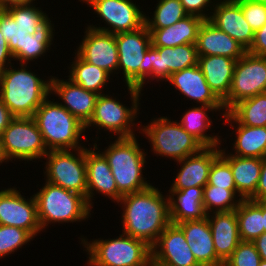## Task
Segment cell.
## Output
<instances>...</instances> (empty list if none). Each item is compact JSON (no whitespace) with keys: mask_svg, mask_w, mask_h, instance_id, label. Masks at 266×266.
<instances>
[{"mask_svg":"<svg viewBox=\"0 0 266 266\" xmlns=\"http://www.w3.org/2000/svg\"><path fill=\"white\" fill-rule=\"evenodd\" d=\"M15 116L10 112L9 108L0 99V137L4 129L10 124Z\"/></svg>","mask_w":266,"mask_h":266,"instance_id":"cell-48","label":"cell"},{"mask_svg":"<svg viewBox=\"0 0 266 266\" xmlns=\"http://www.w3.org/2000/svg\"><path fill=\"white\" fill-rule=\"evenodd\" d=\"M228 112L242 125L265 127L266 93L241 100Z\"/></svg>","mask_w":266,"mask_h":266,"instance_id":"cell-35","label":"cell"},{"mask_svg":"<svg viewBox=\"0 0 266 266\" xmlns=\"http://www.w3.org/2000/svg\"><path fill=\"white\" fill-rule=\"evenodd\" d=\"M35 0H0V9L6 10L12 6H18L22 4L32 3Z\"/></svg>","mask_w":266,"mask_h":266,"instance_id":"cell-50","label":"cell"},{"mask_svg":"<svg viewBox=\"0 0 266 266\" xmlns=\"http://www.w3.org/2000/svg\"><path fill=\"white\" fill-rule=\"evenodd\" d=\"M198 58L196 44L175 47L151 45L139 65V90L142 91L144 83H149V78L151 81H167L172 73L197 65Z\"/></svg>","mask_w":266,"mask_h":266,"instance_id":"cell-9","label":"cell"},{"mask_svg":"<svg viewBox=\"0 0 266 266\" xmlns=\"http://www.w3.org/2000/svg\"><path fill=\"white\" fill-rule=\"evenodd\" d=\"M182 5L184 6L185 11L188 13V15H195L203 18L204 20L210 19V14L212 12L206 14L205 12L209 10L212 11V6L215 5L211 0H180ZM213 3L212 5H210ZM206 10V11H205Z\"/></svg>","mask_w":266,"mask_h":266,"instance_id":"cell-44","label":"cell"},{"mask_svg":"<svg viewBox=\"0 0 266 266\" xmlns=\"http://www.w3.org/2000/svg\"><path fill=\"white\" fill-rule=\"evenodd\" d=\"M10 160L7 158L3 145L1 143V139H0V165L3 164V162H9Z\"/></svg>","mask_w":266,"mask_h":266,"instance_id":"cell-51","label":"cell"},{"mask_svg":"<svg viewBox=\"0 0 266 266\" xmlns=\"http://www.w3.org/2000/svg\"><path fill=\"white\" fill-rule=\"evenodd\" d=\"M237 60L225 56H199L198 66L215 95L223 101L231 88Z\"/></svg>","mask_w":266,"mask_h":266,"instance_id":"cell-27","label":"cell"},{"mask_svg":"<svg viewBox=\"0 0 266 266\" xmlns=\"http://www.w3.org/2000/svg\"><path fill=\"white\" fill-rule=\"evenodd\" d=\"M112 239L89 241L81 237L89 259L88 266H150L152 263L151 247L143 240L125 233Z\"/></svg>","mask_w":266,"mask_h":266,"instance_id":"cell-5","label":"cell"},{"mask_svg":"<svg viewBox=\"0 0 266 266\" xmlns=\"http://www.w3.org/2000/svg\"><path fill=\"white\" fill-rule=\"evenodd\" d=\"M254 33L266 23V5L250 0H235Z\"/></svg>","mask_w":266,"mask_h":266,"instance_id":"cell-43","label":"cell"},{"mask_svg":"<svg viewBox=\"0 0 266 266\" xmlns=\"http://www.w3.org/2000/svg\"><path fill=\"white\" fill-rule=\"evenodd\" d=\"M196 48L198 56H225L240 59L247 50L209 20H204L198 31Z\"/></svg>","mask_w":266,"mask_h":266,"instance_id":"cell-23","label":"cell"},{"mask_svg":"<svg viewBox=\"0 0 266 266\" xmlns=\"http://www.w3.org/2000/svg\"><path fill=\"white\" fill-rule=\"evenodd\" d=\"M219 148V149H218ZM220 146L204 147L199 153L177 161L181 164L169 190L205 187L212 162L220 155Z\"/></svg>","mask_w":266,"mask_h":266,"instance_id":"cell-21","label":"cell"},{"mask_svg":"<svg viewBox=\"0 0 266 266\" xmlns=\"http://www.w3.org/2000/svg\"><path fill=\"white\" fill-rule=\"evenodd\" d=\"M204 19L188 15L169 27L148 29L153 47H175L183 44H196L198 31Z\"/></svg>","mask_w":266,"mask_h":266,"instance_id":"cell-28","label":"cell"},{"mask_svg":"<svg viewBox=\"0 0 266 266\" xmlns=\"http://www.w3.org/2000/svg\"><path fill=\"white\" fill-rule=\"evenodd\" d=\"M12 58L14 60V57L9 50L8 42L0 32V72H2L7 66L12 64Z\"/></svg>","mask_w":266,"mask_h":266,"instance_id":"cell-47","label":"cell"},{"mask_svg":"<svg viewBox=\"0 0 266 266\" xmlns=\"http://www.w3.org/2000/svg\"><path fill=\"white\" fill-rule=\"evenodd\" d=\"M140 130L151 142L152 151L157 157L165 156L177 162L199 153L204 148L179 122L171 121L167 116L154 118Z\"/></svg>","mask_w":266,"mask_h":266,"instance_id":"cell-7","label":"cell"},{"mask_svg":"<svg viewBox=\"0 0 266 266\" xmlns=\"http://www.w3.org/2000/svg\"><path fill=\"white\" fill-rule=\"evenodd\" d=\"M86 28L75 55L78 54L84 61L104 69L110 75L117 74L115 71L118 70V47L115 34L89 26Z\"/></svg>","mask_w":266,"mask_h":266,"instance_id":"cell-16","label":"cell"},{"mask_svg":"<svg viewBox=\"0 0 266 266\" xmlns=\"http://www.w3.org/2000/svg\"><path fill=\"white\" fill-rule=\"evenodd\" d=\"M225 123L229 122L235 130V142H233L234 154L240 157H258L266 156V126L252 127L240 124L229 112L222 116ZM235 123V125L233 124Z\"/></svg>","mask_w":266,"mask_h":266,"instance_id":"cell-30","label":"cell"},{"mask_svg":"<svg viewBox=\"0 0 266 266\" xmlns=\"http://www.w3.org/2000/svg\"><path fill=\"white\" fill-rule=\"evenodd\" d=\"M263 228L266 232V201H262Z\"/></svg>","mask_w":266,"mask_h":266,"instance_id":"cell-52","label":"cell"},{"mask_svg":"<svg viewBox=\"0 0 266 266\" xmlns=\"http://www.w3.org/2000/svg\"><path fill=\"white\" fill-rule=\"evenodd\" d=\"M207 184L227 190H236L230 164L221 155L211 164Z\"/></svg>","mask_w":266,"mask_h":266,"instance_id":"cell-41","label":"cell"},{"mask_svg":"<svg viewBox=\"0 0 266 266\" xmlns=\"http://www.w3.org/2000/svg\"><path fill=\"white\" fill-rule=\"evenodd\" d=\"M0 225L17 227L37 236L42 228L34 195L26 200L16 187L0 190Z\"/></svg>","mask_w":266,"mask_h":266,"instance_id":"cell-15","label":"cell"},{"mask_svg":"<svg viewBox=\"0 0 266 266\" xmlns=\"http://www.w3.org/2000/svg\"><path fill=\"white\" fill-rule=\"evenodd\" d=\"M34 237L26 230L0 225V258L13 254Z\"/></svg>","mask_w":266,"mask_h":266,"instance_id":"cell-39","label":"cell"},{"mask_svg":"<svg viewBox=\"0 0 266 266\" xmlns=\"http://www.w3.org/2000/svg\"><path fill=\"white\" fill-rule=\"evenodd\" d=\"M127 88L131 96V107L123 105L122 102L120 103L117 98H113L110 94H100L97 97L92 117L85 125V129L94 126L99 129V132L101 129L109 130V132L115 133L114 135H117V138L135 136L133 126L136 125L134 121L140 113L141 90L132 86H127Z\"/></svg>","mask_w":266,"mask_h":266,"instance_id":"cell-8","label":"cell"},{"mask_svg":"<svg viewBox=\"0 0 266 266\" xmlns=\"http://www.w3.org/2000/svg\"><path fill=\"white\" fill-rule=\"evenodd\" d=\"M203 189L204 187H191L183 190H168L171 223L178 224L207 217L203 207Z\"/></svg>","mask_w":266,"mask_h":266,"instance_id":"cell-29","label":"cell"},{"mask_svg":"<svg viewBox=\"0 0 266 266\" xmlns=\"http://www.w3.org/2000/svg\"><path fill=\"white\" fill-rule=\"evenodd\" d=\"M48 151L84 148L81 137L87 140L85 125L57 101L49 96L37 108L33 116ZM80 138V139H79Z\"/></svg>","mask_w":266,"mask_h":266,"instance_id":"cell-4","label":"cell"},{"mask_svg":"<svg viewBox=\"0 0 266 266\" xmlns=\"http://www.w3.org/2000/svg\"><path fill=\"white\" fill-rule=\"evenodd\" d=\"M167 81L187 97V100L189 98L200 105L223 106V102L206 82L198 64L172 73Z\"/></svg>","mask_w":266,"mask_h":266,"instance_id":"cell-24","label":"cell"},{"mask_svg":"<svg viewBox=\"0 0 266 266\" xmlns=\"http://www.w3.org/2000/svg\"><path fill=\"white\" fill-rule=\"evenodd\" d=\"M155 11L150 19L145 16L147 29H162L169 27L188 16L180 0H157Z\"/></svg>","mask_w":266,"mask_h":266,"instance_id":"cell-38","label":"cell"},{"mask_svg":"<svg viewBox=\"0 0 266 266\" xmlns=\"http://www.w3.org/2000/svg\"><path fill=\"white\" fill-rule=\"evenodd\" d=\"M118 47V71L121 69L126 86L139 89V65L151 46V35L146 25L134 31L115 34Z\"/></svg>","mask_w":266,"mask_h":266,"instance_id":"cell-14","label":"cell"},{"mask_svg":"<svg viewBox=\"0 0 266 266\" xmlns=\"http://www.w3.org/2000/svg\"><path fill=\"white\" fill-rule=\"evenodd\" d=\"M250 1L259 2L266 5V0H250Z\"/></svg>","mask_w":266,"mask_h":266,"instance_id":"cell-53","label":"cell"},{"mask_svg":"<svg viewBox=\"0 0 266 266\" xmlns=\"http://www.w3.org/2000/svg\"><path fill=\"white\" fill-rule=\"evenodd\" d=\"M259 266H266V261L265 260H261Z\"/></svg>","mask_w":266,"mask_h":266,"instance_id":"cell-54","label":"cell"},{"mask_svg":"<svg viewBox=\"0 0 266 266\" xmlns=\"http://www.w3.org/2000/svg\"><path fill=\"white\" fill-rule=\"evenodd\" d=\"M39 26L22 27L15 23L13 17L6 11L0 9V32L8 42L14 60H18L21 64V47L27 37V34L33 35Z\"/></svg>","mask_w":266,"mask_h":266,"instance_id":"cell-36","label":"cell"},{"mask_svg":"<svg viewBox=\"0 0 266 266\" xmlns=\"http://www.w3.org/2000/svg\"><path fill=\"white\" fill-rule=\"evenodd\" d=\"M92 7L97 17L108 27L87 25L91 28L116 34L134 31L145 25L146 14L132 0H79ZM144 13V14H143ZM96 26V27H95Z\"/></svg>","mask_w":266,"mask_h":266,"instance_id":"cell-13","label":"cell"},{"mask_svg":"<svg viewBox=\"0 0 266 266\" xmlns=\"http://www.w3.org/2000/svg\"><path fill=\"white\" fill-rule=\"evenodd\" d=\"M177 225L182 229L190 250L201 266H223L224 262L215 252L207 217L183 221Z\"/></svg>","mask_w":266,"mask_h":266,"instance_id":"cell-22","label":"cell"},{"mask_svg":"<svg viewBox=\"0 0 266 266\" xmlns=\"http://www.w3.org/2000/svg\"><path fill=\"white\" fill-rule=\"evenodd\" d=\"M209 21L227 33L246 50L251 47L254 31L245 19L241 6L235 0H217Z\"/></svg>","mask_w":266,"mask_h":266,"instance_id":"cell-19","label":"cell"},{"mask_svg":"<svg viewBox=\"0 0 266 266\" xmlns=\"http://www.w3.org/2000/svg\"><path fill=\"white\" fill-rule=\"evenodd\" d=\"M249 200L266 201V156L262 158V168L256 192Z\"/></svg>","mask_w":266,"mask_h":266,"instance_id":"cell-46","label":"cell"},{"mask_svg":"<svg viewBox=\"0 0 266 266\" xmlns=\"http://www.w3.org/2000/svg\"><path fill=\"white\" fill-rule=\"evenodd\" d=\"M207 219L212 233L216 255L224 262L241 241L236 211L215 212Z\"/></svg>","mask_w":266,"mask_h":266,"instance_id":"cell-25","label":"cell"},{"mask_svg":"<svg viewBox=\"0 0 266 266\" xmlns=\"http://www.w3.org/2000/svg\"><path fill=\"white\" fill-rule=\"evenodd\" d=\"M93 145L91 149L85 148L87 202L91 208H93L94 191L95 194H103L114 202H118L123 196L117 190L116 182L107 159L98 149L97 144L94 143Z\"/></svg>","mask_w":266,"mask_h":266,"instance_id":"cell-18","label":"cell"},{"mask_svg":"<svg viewBox=\"0 0 266 266\" xmlns=\"http://www.w3.org/2000/svg\"><path fill=\"white\" fill-rule=\"evenodd\" d=\"M158 187L123 195L117 202L122 205L123 233L145 241L152 247L161 233L171 223L169 196L161 194Z\"/></svg>","mask_w":266,"mask_h":266,"instance_id":"cell-1","label":"cell"},{"mask_svg":"<svg viewBox=\"0 0 266 266\" xmlns=\"http://www.w3.org/2000/svg\"><path fill=\"white\" fill-rule=\"evenodd\" d=\"M43 158L46 159L44 174L47 182L81 194L87 199L85 147L51 150Z\"/></svg>","mask_w":266,"mask_h":266,"instance_id":"cell-10","label":"cell"},{"mask_svg":"<svg viewBox=\"0 0 266 266\" xmlns=\"http://www.w3.org/2000/svg\"><path fill=\"white\" fill-rule=\"evenodd\" d=\"M6 11L13 17L15 23L22 27L40 26L48 19V14L32 3L12 6Z\"/></svg>","mask_w":266,"mask_h":266,"instance_id":"cell-40","label":"cell"},{"mask_svg":"<svg viewBox=\"0 0 266 266\" xmlns=\"http://www.w3.org/2000/svg\"><path fill=\"white\" fill-rule=\"evenodd\" d=\"M235 211L241 241L253 242L264 233L262 201L242 200Z\"/></svg>","mask_w":266,"mask_h":266,"instance_id":"cell-33","label":"cell"},{"mask_svg":"<svg viewBox=\"0 0 266 266\" xmlns=\"http://www.w3.org/2000/svg\"><path fill=\"white\" fill-rule=\"evenodd\" d=\"M7 66L0 72V99L15 117H33L37 108L50 96V79L42 80L26 69Z\"/></svg>","mask_w":266,"mask_h":266,"instance_id":"cell-2","label":"cell"},{"mask_svg":"<svg viewBox=\"0 0 266 266\" xmlns=\"http://www.w3.org/2000/svg\"><path fill=\"white\" fill-rule=\"evenodd\" d=\"M106 148L101 153L107 159L117 190L122 195L140 192L151 186L142 172L147 152L140 148L136 136L118 137Z\"/></svg>","mask_w":266,"mask_h":266,"instance_id":"cell-3","label":"cell"},{"mask_svg":"<svg viewBox=\"0 0 266 266\" xmlns=\"http://www.w3.org/2000/svg\"><path fill=\"white\" fill-rule=\"evenodd\" d=\"M220 155L230 164L235 180L237 196L242 200H249L256 192L260 178L262 159L258 157H240L226 153L220 149Z\"/></svg>","mask_w":266,"mask_h":266,"instance_id":"cell-26","label":"cell"},{"mask_svg":"<svg viewBox=\"0 0 266 266\" xmlns=\"http://www.w3.org/2000/svg\"><path fill=\"white\" fill-rule=\"evenodd\" d=\"M69 67L70 75L68 76L74 83L80 85L87 91L103 94L105 85L110 80V74L102 68L91 65L84 61L78 54L74 57Z\"/></svg>","mask_w":266,"mask_h":266,"instance_id":"cell-32","label":"cell"},{"mask_svg":"<svg viewBox=\"0 0 266 266\" xmlns=\"http://www.w3.org/2000/svg\"><path fill=\"white\" fill-rule=\"evenodd\" d=\"M50 94H57L60 104L65 107L82 124L86 125L94 112L97 93L87 91L71 79H58L50 76Z\"/></svg>","mask_w":266,"mask_h":266,"instance_id":"cell-20","label":"cell"},{"mask_svg":"<svg viewBox=\"0 0 266 266\" xmlns=\"http://www.w3.org/2000/svg\"><path fill=\"white\" fill-rule=\"evenodd\" d=\"M152 263L159 266H201L186 242L182 229L170 223L151 247Z\"/></svg>","mask_w":266,"mask_h":266,"instance_id":"cell-17","label":"cell"},{"mask_svg":"<svg viewBox=\"0 0 266 266\" xmlns=\"http://www.w3.org/2000/svg\"><path fill=\"white\" fill-rule=\"evenodd\" d=\"M253 243L261 257V260L266 261V232L262 233L258 238H256Z\"/></svg>","mask_w":266,"mask_h":266,"instance_id":"cell-49","label":"cell"},{"mask_svg":"<svg viewBox=\"0 0 266 266\" xmlns=\"http://www.w3.org/2000/svg\"><path fill=\"white\" fill-rule=\"evenodd\" d=\"M247 51L257 56L266 57V23L254 33L253 42Z\"/></svg>","mask_w":266,"mask_h":266,"instance_id":"cell-45","label":"cell"},{"mask_svg":"<svg viewBox=\"0 0 266 266\" xmlns=\"http://www.w3.org/2000/svg\"><path fill=\"white\" fill-rule=\"evenodd\" d=\"M223 109V110H222ZM224 111L221 112L223 115L226 113L224 106H207L199 105L198 107H192L188 109L180 120V125L193 137H195L204 147L221 146V136L213 134H207V129L211 127V117H208L209 111ZM221 140V141H220Z\"/></svg>","mask_w":266,"mask_h":266,"instance_id":"cell-31","label":"cell"},{"mask_svg":"<svg viewBox=\"0 0 266 266\" xmlns=\"http://www.w3.org/2000/svg\"><path fill=\"white\" fill-rule=\"evenodd\" d=\"M34 197L42 230L50 223L81 222L91 217L92 208L85 196L47 181Z\"/></svg>","mask_w":266,"mask_h":266,"instance_id":"cell-6","label":"cell"},{"mask_svg":"<svg viewBox=\"0 0 266 266\" xmlns=\"http://www.w3.org/2000/svg\"><path fill=\"white\" fill-rule=\"evenodd\" d=\"M48 18L43 24L36 28V31L31 34H27L23 47H21V64H27L30 61H35L41 56H45L46 52L53 44L55 33L54 24ZM35 59V60H33Z\"/></svg>","mask_w":266,"mask_h":266,"instance_id":"cell-34","label":"cell"},{"mask_svg":"<svg viewBox=\"0 0 266 266\" xmlns=\"http://www.w3.org/2000/svg\"><path fill=\"white\" fill-rule=\"evenodd\" d=\"M9 160H40L48 152L42 134L33 117H15L0 137ZM21 159V160H20Z\"/></svg>","mask_w":266,"mask_h":266,"instance_id":"cell-11","label":"cell"},{"mask_svg":"<svg viewBox=\"0 0 266 266\" xmlns=\"http://www.w3.org/2000/svg\"><path fill=\"white\" fill-rule=\"evenodd\" d=\"M261 257L253 242L240 241L223 266H259Z\"/></svg>","mask_w":266,"mask_h":266,"instance_id":"cell-42","label":"cell"},{"mask_svg":"<svg viewBox=\"0 0 266 266\" xmlns=\"http://www.w3.org/2000/svg\"><path fill=\"white\" fill-rule=\"evenodd\" d=\"M263 93H266V57L247 51L235 64L230 91L222 101L225 111L241 100Z\"/></svg>","mask_w":266,"mask_h":266,"instance_id":"cell-12","label":"cell"},{"mask_svg":"<svg viewBox=\"0 0 266 266\" xmlns=\"http://www.w3.org/2000/svg\"><path fill=\"white\" fill-rule=\"evenodd\" d=\"M236 194L237 190H227L207 184L203 189V207L206 214L236 210L242 201Z\"/></svg>","mask_w":266,"mask_h":266,"instance_id":"cell-37","label":"cell"}]
</instances>
